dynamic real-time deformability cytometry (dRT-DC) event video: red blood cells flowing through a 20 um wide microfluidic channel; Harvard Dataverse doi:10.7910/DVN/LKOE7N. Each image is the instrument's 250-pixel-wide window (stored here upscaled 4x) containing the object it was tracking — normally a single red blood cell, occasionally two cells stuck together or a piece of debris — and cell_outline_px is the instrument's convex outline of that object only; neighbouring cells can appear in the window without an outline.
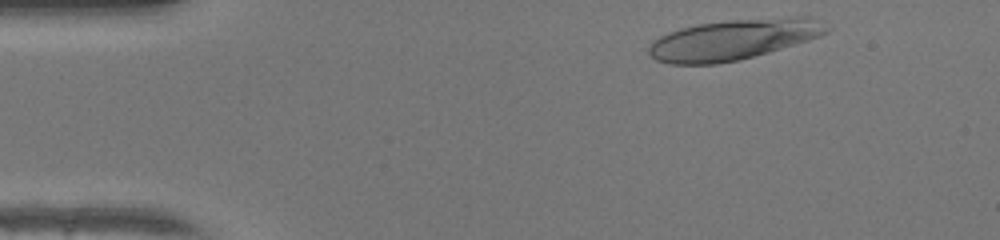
{"species": "human", "species_latin": "Homo sapiens", "temperature_condition": "warm", "stored_images_in_passage": 37, "camera_frame_rate_fps": 3000, "um_per_image_px": 0.085, "donor": {"sex": "female"}, "frame": {"image": 1, "passage_image": 2, "time_ms": 0.333, "image_size_px": [1000, 240], "cell_outline_px": [[832, 28], [828, 32], [820, 36], [808, 40], [768, 52], [740, 60], [716, 64], [668, 64], [656, 60], [648, 52], [648, 48], [652, 40], [668, 32], [680, 28], [700, 24], [728, 20], [792, 16], [812, 16]], "centroid_in_image_um": [62.36, 3.35], "position_along_channel_um": 22.6, "area_um2": 42.25}}
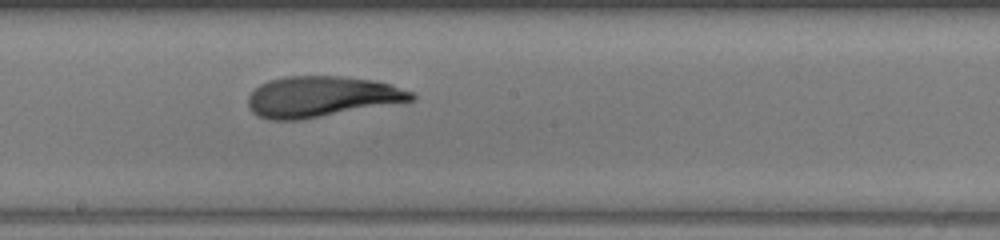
{"frame": {"image": 2, "passage_image": 22, "time_ms": 7.0, "image_size_px": [1000, 240], "cell_outline_px": [[416, 100], [300, 120], [268, 120], [256, 116], [248, 108], [248, 96], [260, 84], [268, 80], [284, 76], [340, 76], [376, 80], [412, 92], [416, 96]], "centroid_in_image_um": [27.29, 8.22], "position_along_channel_um": 220.9, "area_um2": 38.96}}
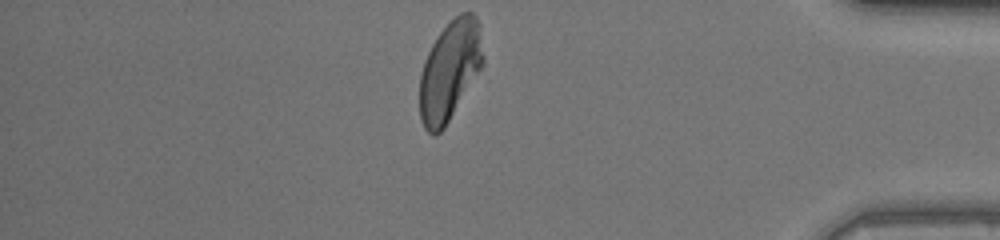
{"frame": {"image": 3, "passage_image": 37, "time_ms": 12.0, "image_size_px": [1000, 240], "cell_outline_px": [[484, 60], [480, 68], [444, 128], [436, 136], [432, 136], [424, 128], [420, 120], [420, 76], [424, 60], [432, 44], [440, 32], [460, 12], [472, 12], [476, 16], [484, 56]], "centroid_in_image_um": [38.2, 6.02], "position_along_channel_um": 397.0, "area_um2": 36.24}, "authors_computed_cell_mechanics": {"area_um2": 39.1884, "velocity_mm_per_s": 4.242, "shape_relaxation_time_tau1_ms": null, "shape_relaxation_time_tau2_ms": 1.2803, "deformation_change_tau1": null, "deformation_change_tau2": 0.0759}}